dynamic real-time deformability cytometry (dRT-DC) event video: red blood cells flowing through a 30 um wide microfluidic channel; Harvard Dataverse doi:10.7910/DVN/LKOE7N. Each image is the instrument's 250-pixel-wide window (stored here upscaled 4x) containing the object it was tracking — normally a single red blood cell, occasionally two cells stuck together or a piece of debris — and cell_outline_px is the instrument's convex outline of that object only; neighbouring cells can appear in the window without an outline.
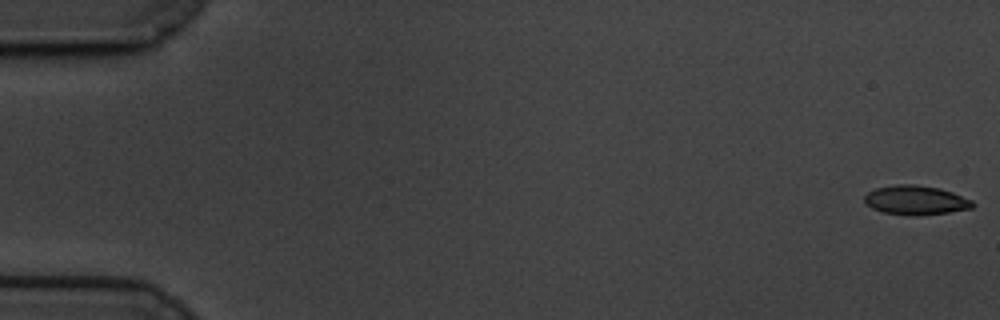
{"species": "common noctule bat (a hibernating species)", "species_latin": "Nyctalus noctula", "temperature_condition": "cold", "stored_images_in_passage": 19, "camera_frame_rate_fps": 3000, "um_per_image_px": 0.085, "animal": {"sex": "male", "body_mass_g": 19.5, "forearm_length_mm": 54.6}, "frame": {"image": 1, "passage_image": 1, "time_ms": 0.0, "image_size_px": [1000, 320], "cell_outline_px": [[976, 204], [972, 208], [948, 212], [916, 216], [884, 212], [872, 208], [864, 204], [864, 196], [868, 192], [876, 188], [896, 184], [912, 184], [940, 188], [952, 192], [972, 200]], "centroid_in_image_um": [77.83, 17.01], "position_along_channel_um": 7.2, "area_um2": 18.44}}
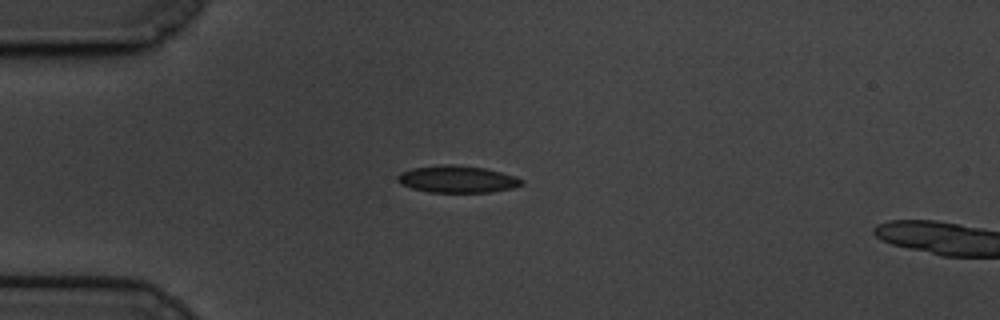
{"frame": {"image": 2, "passage_image": 16, "time_ms": 5.0, "image_size_px": [1000, 320], "cell_outline_px": [[524, 184], [512, 188], [492, 192], [428, 192], [412, 188], [400, 184], [396, 180], [396, 176], [400, 172], [412, 168], [440, 164], [452, 164], [484, 168], [516, 176], [524, 180]], "centroid_in_image_um": [38.85, 15.23], "position_along_channel_um": 46.2, "area_um2": 19.71}}